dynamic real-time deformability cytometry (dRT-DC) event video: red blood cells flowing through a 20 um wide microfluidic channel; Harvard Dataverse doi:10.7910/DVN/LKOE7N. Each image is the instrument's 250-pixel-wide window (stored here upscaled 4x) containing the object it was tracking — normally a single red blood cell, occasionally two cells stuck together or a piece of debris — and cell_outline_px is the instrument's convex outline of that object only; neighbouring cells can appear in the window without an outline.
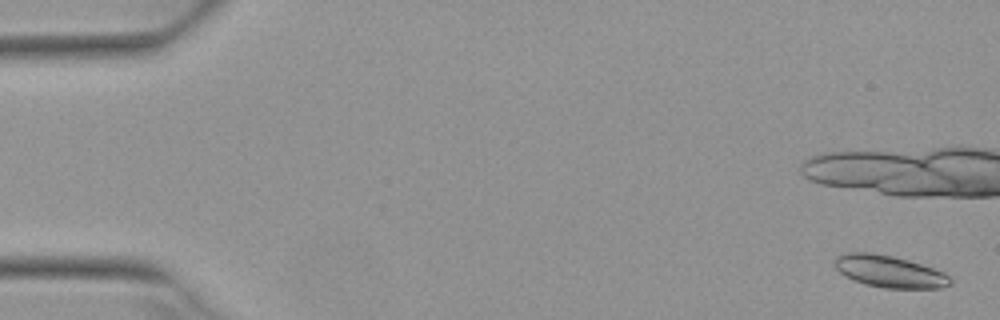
{"species": "Egyptian fruit bat (a non-hibernating species)", "species_latin": "Rousettus aegyptiacus", "temperature_condition": "warm", "stored_images_in_passage": 2, "camera_frame_rate_fps": 3000, "um_per_image_px": 0.085, "animal": {"sex": "female"}, "frame": {"image": 1, "passage_image": 1, "time_ms": 0.0, "image_size_px": [1000, 320], "cell_outline_px": [[952, 284], [940, 288], [884, 288], [868, 284], [856, 280], [840, 272], [832, 264], [836, 256], [844, 252], [872, 252], [892, 256], [908, 260], [944, 272], [952, 280]], "centroid_in_image_um": [75.59, 23.06], "position_along_channel_um": 9.4, "area_um2": 21.39}}